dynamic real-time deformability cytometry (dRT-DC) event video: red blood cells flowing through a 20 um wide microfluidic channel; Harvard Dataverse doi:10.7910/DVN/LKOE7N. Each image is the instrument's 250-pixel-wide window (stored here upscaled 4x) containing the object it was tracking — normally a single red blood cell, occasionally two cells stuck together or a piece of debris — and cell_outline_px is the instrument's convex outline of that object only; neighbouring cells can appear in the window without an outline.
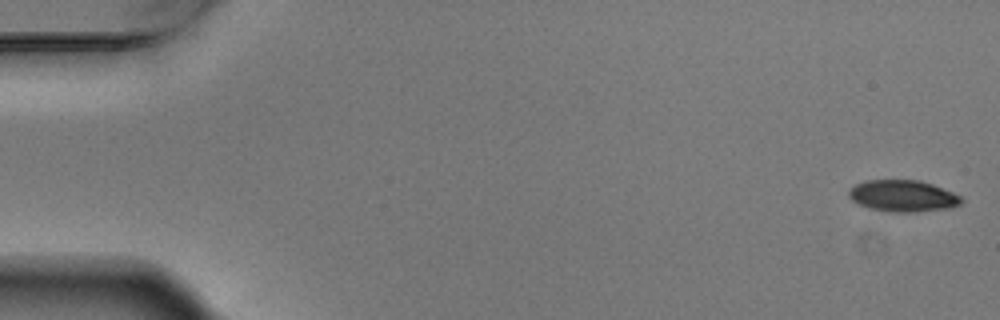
{"species": "Egyptian fruit bat (a non-hibernating species)", "species_latin": "Rousettus aegyptiacus", "temperature_condition": "warm", "stored_images_in_passage": 4, "camera_frame_rate_fps": 3000, "um_per_image_px": 0.085, "animal": {"sex": "male"}, "frame": {"image": 1, "passage_image": 1, "time_ms": 0.0, "image_size_px": [1000, 320], "cell_outline_px": [[964, 200], [960, 204], [948, 208], [912, 212], [892, 212], [868, 208], [852, 200], [848, 196], [848, 188], [856, 184], [868, 180], [920, 180], [932, 184], [952, 192], [960, 196]], "centroid_in_image_um": [76.72, 16.65], "position_along_channel_um": 8.3, "area_um2": 20.63}}
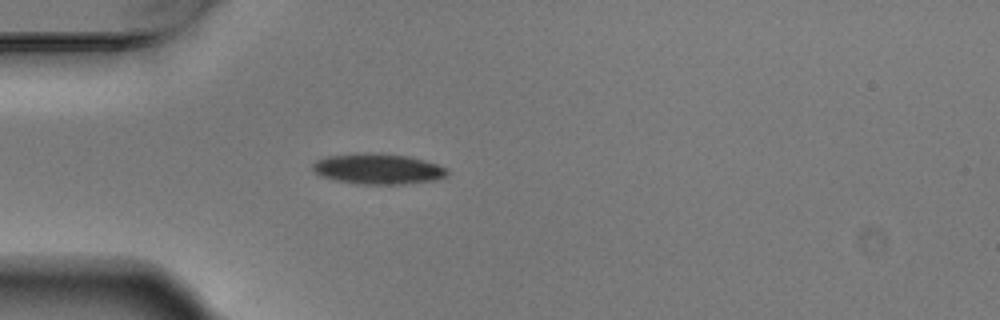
{"frame": {"image": 2, "passage_image": 4, "time_ms": 1.0, "image_size_px": [1000, 320], "cell_outline_px": [[448, 176], [432, 180], [400, 184], [356, 184], [336, 180], [320, 176], [312, 168], [312, 164], [316, 160], [328, 156], [356, 152], [380, 152], [408, 156], [424, 160], [448, 168]], "centroid_in_image_um": [32.11, 14.33], "position_along_channel_um": 52.9, "area_um2": 24.22}}